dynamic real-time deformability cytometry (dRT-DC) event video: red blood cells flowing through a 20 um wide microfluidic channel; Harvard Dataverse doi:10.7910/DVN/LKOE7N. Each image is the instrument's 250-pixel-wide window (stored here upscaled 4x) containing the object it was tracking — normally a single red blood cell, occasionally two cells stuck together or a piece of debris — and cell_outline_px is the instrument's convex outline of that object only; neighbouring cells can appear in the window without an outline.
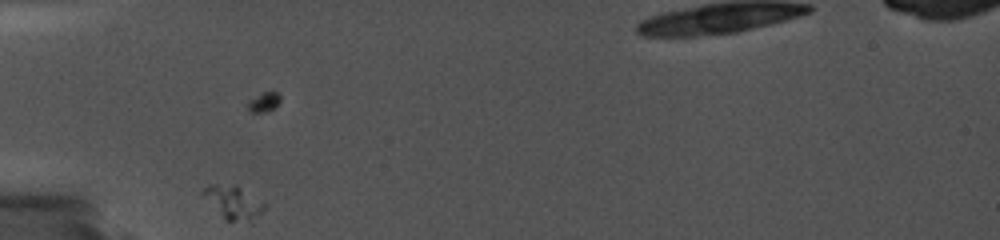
{"species": "common noctule bat (a hibernating species)", "species_latin": "Nyctalus noctula", "temperature_condition": "cold", "stored_images_in_passage": 57, "camera_frame_rate_fps": 5000, "um_per_image_px": 0.085, "animal": {"sex": "female", "body_mass_g": 19.0, "forearm_length_mm": 56.7}, "frame": {"image": 1, "passage_image": 1, "time_ms": 0.0, "image_size_px": [1000, 240], "cell_outline_px": [[264, 208], [260, 212], [248, 216], [232, 220], [224, 220], [200, 192], [208, 184], [236, 184], [264, 204]], "centroid_in_image_um": [19.69, 17.09], "position_along_channel_um": 65.3, "area_um2": 10.92}}
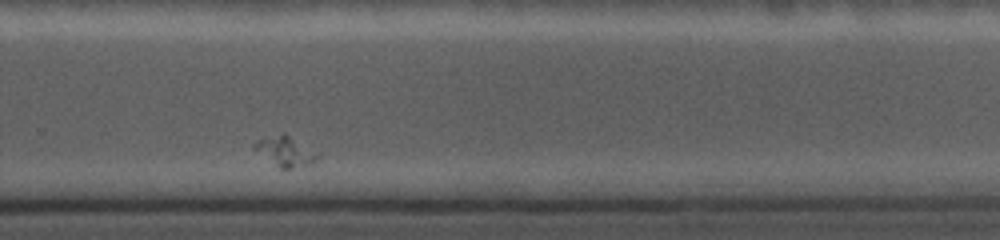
{"frame": {"image": 2, "passage_image": 34, "time_ms": 8.0, "image_size_px": [1000, 240], "cell_outline_px": [[320, 156], [312, 164], [288, 168], [280, 168], [252, 148], [252, 144], [256, 140], [284, 132], [320, 152]], "centroid_in_image_um": [24.3, 12.83], "position_along_channel_um": 305.5, "area_um2": 11.16}}
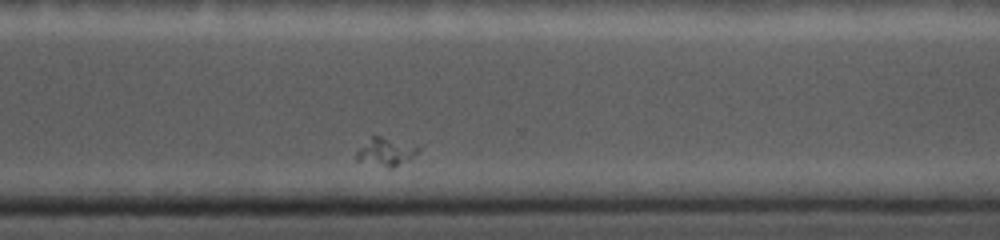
{"frame": {"image": 3, "passage_image": 41, "time_ms": 9.0, "image_size_px": [1000, 240], "cell_outline_px": [[420, 148], [412, 156], [392, 168], [388, 168], [356, 160], [356, 152], [372, 136], [380, 136], [420, 144]], "centroid_in_image_um": [32.82, 12.88], "position_along_channel_um": 337.8, "area_um2": 10.0}}